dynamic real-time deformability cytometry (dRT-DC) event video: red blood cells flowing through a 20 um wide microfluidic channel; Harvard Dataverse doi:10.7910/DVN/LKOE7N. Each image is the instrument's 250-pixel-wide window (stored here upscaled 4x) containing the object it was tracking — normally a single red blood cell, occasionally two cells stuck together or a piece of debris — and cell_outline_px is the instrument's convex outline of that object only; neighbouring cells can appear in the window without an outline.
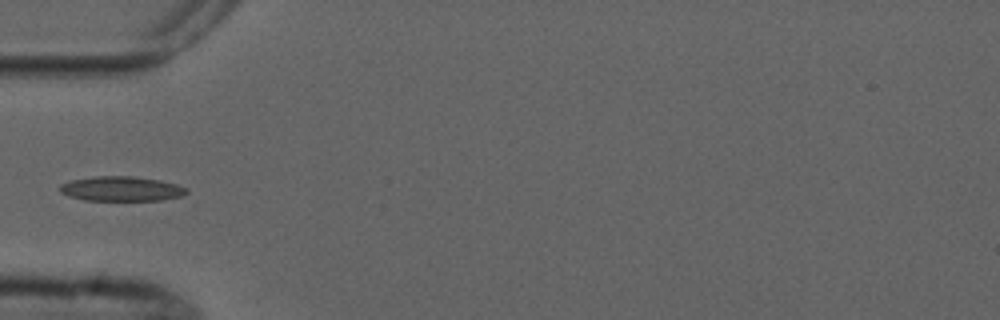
{"species": "common noctule bat (a hibernating species)", "species_latin": "Nyctalus noctula", "temperature_condition": "cold", "stored_images_in_passage": 5, "camera_frame_rate_fps": 3000, "um_per_image_px": 0.085, "animal": {"sex": "male", "forearm_length_mm": 52.5}, "frame": {"image": 1, "passage_image": 5, "time_ms": 5.667, "image_size_px": [1000, 320], "cell_outline_px": [[188, 192], [184, 196], [160, 200], [84, 200], [68, 196], [60, 192], [60, 184], [68, 180], [96, 176], [132, 176], [160, 180], [176, 184], [188, 188]], "centroid_in_image_um": [10.31, 16.04], "position_along_channel_um": 74.7, "area_um2": 18.38}}